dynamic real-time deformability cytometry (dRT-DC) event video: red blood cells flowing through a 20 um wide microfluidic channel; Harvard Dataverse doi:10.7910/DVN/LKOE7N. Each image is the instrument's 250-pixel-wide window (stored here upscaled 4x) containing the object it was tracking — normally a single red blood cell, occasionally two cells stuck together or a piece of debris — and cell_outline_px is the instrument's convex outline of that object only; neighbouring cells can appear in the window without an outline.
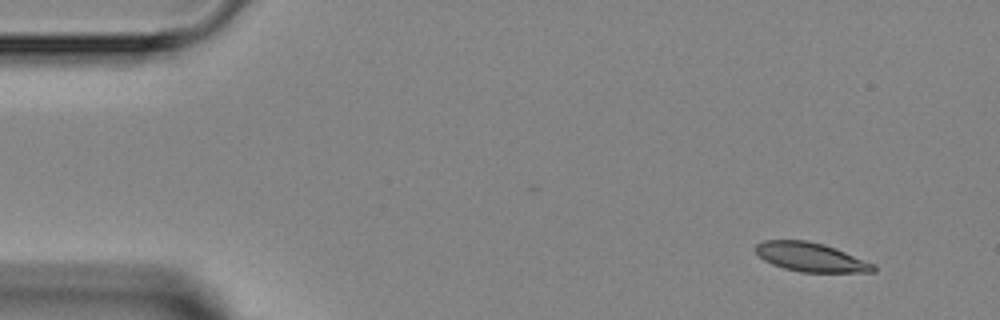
{"species": "Egyptian fruit bat (a non-hibernating species)", "species_latin": "Rousettus aegyptiacus", "temperature_condition": "room temperature", "stored_images_in_passage": 4, "camera_frame_rate_fps": 3000, "um_per_image_px": 0.085, "animal": {"sex": "female"}, "frame": {"image": 1, "passage_image": 1, "time_ms": 0.0, "image_size_px": [1000, 320], "cell_outline_px": [[876, 272], [800, 272], [784, 268], [772, 264], [764, 260], [756, 252], [756, 244], [764, 240], [808, 240], [824, 244], [836, 248], [876, 264]], "centroid_in_image_um": [68.95, 21.85], "position_along_channel_um": 16.0, "area_um2": 20.0}}
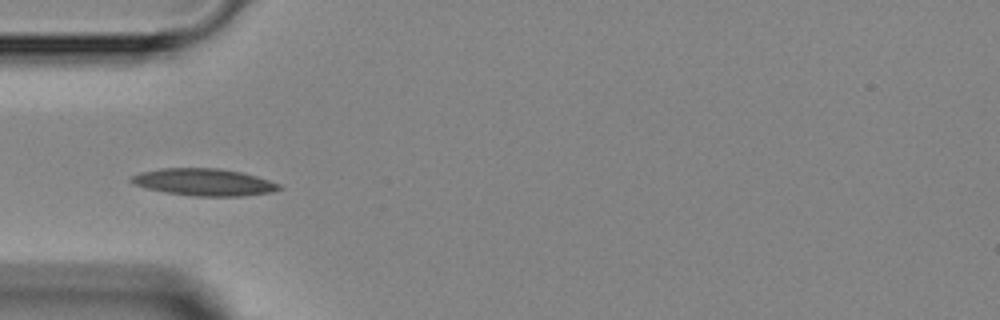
{"frame": {"image": 2, "passage_image": 4, "time_ms": 3.667, "image_size_px": [1000, 320], "cell_outline_px": [[284, 188], [272, 192], [244, 196], [192, 196], [164, 192], [148, 188], [136, 184], [128, 180], [132, 176], [140, 172], [160, 168], [220, 168], [244, 172], [280, 184]], "centroid_in_image_um": [17.37, 15.48], "position_along_channel_um": 67.6, "area_um2": 23.47}}